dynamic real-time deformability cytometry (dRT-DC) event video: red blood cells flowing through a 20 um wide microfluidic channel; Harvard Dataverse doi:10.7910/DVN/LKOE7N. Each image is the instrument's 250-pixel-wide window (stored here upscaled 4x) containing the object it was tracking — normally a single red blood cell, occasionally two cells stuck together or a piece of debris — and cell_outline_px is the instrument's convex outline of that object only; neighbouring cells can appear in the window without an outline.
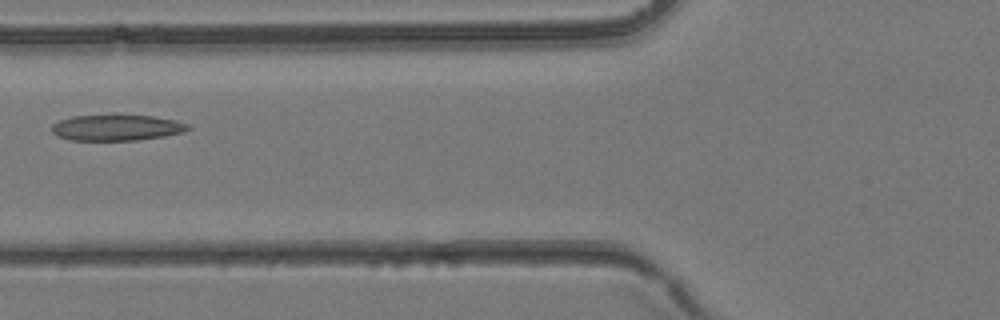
{"species": "common noctule bat (a hibernating species)", "species_latin": "Nyctalus noctula", "temperature_condition": "room temperature", "stored_images_in_passage": 35, "camera_frame_rate_fps": 3000, "um_per_image_px": 0.085, "animal": {"sex": "female", "body_mass_g": 24.6, "forearm_length_mm": 56.2}, "frame": {"image": 1, "passage_image": 12, "time_ms": 3.667, "image_size_px": [1000, 320], "cell_outline_px": [[192, 128], [184, 132], [164, 136], [140, 140], [68, 140], [56, 136], [52, 132], [52, 124], [60, 120], [72, 116], [152, 116], [176, 120], [188, 124]], "centroid_in_image_um": [9.92, 10.87], "position_along_channel_um": 115.9, "area_um2": 20.46}}
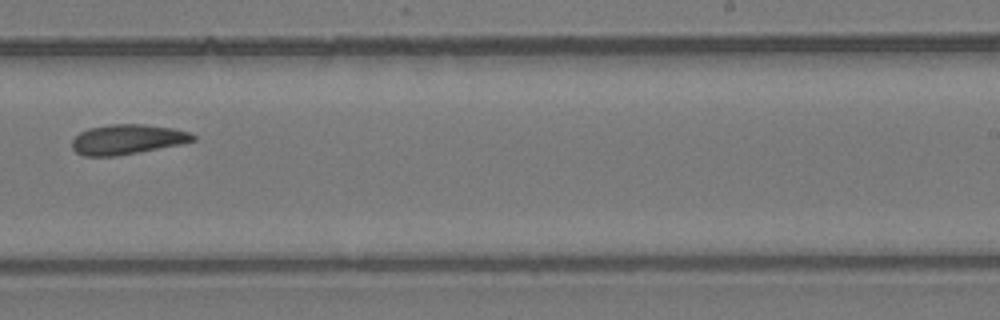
{"frame": {"image": 2, "passage_image": 21, "time_ms": 6.667, "image_size_px": [1000, 320], "cell_outline_px": [[196, 140], [180, 144], [140, 152], [116, 156], [84, 156], [76, 152], [72, 148], [72, 140], [80, 132], [88, 128], [112, 124], [144, 124], [172, 128], [188, 132], [196, 136]], "centroid_in_image_um": [10.8, 11.85], "position_along_channel_um": 278.2, "area_um2": 21.04}}
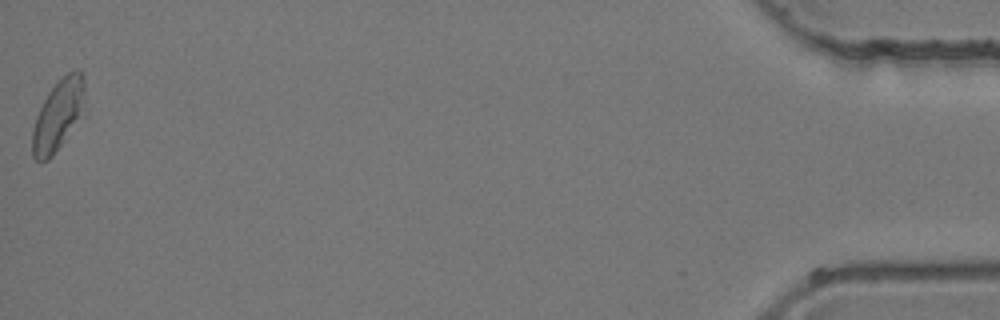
{"frame": {"image": 3, "passage_image": 35, "time_ms": 11.333, "image_size_px": [1000, 320], "cell_outline_px": [[84, 116], [52, 156], [48, 160], [36, 160], [32, 156], [32, 128], [36, 116], [48, 92], [68, 72], [76, 68], [80, 68], [84, 72]], "centroid_in_image_um": [4.98, 9.77], "position_along_channel_um": 430.2, "area_um2": 22.02}}